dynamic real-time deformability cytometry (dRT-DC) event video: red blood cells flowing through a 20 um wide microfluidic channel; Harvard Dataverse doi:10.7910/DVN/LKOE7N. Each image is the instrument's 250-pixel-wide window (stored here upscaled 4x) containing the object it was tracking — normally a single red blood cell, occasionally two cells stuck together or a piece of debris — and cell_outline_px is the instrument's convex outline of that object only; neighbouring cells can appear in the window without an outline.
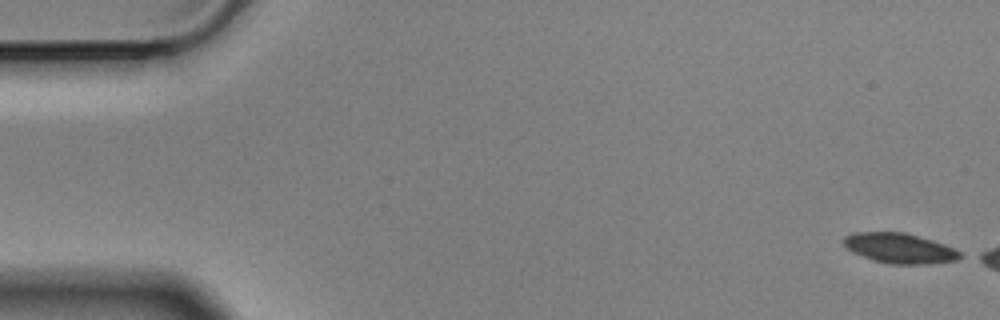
{"species": "Egyptian fruit bat (a non-hibernating species)", "species_latin": "Rousettus aegyptiacus", "temperature_condition": "cold", "stored_images_in_passage": 5, "camera_frame_rate_fps": 3000, "um_per_image_px": 0.085, "animal": {"sex": "male"}, "frame": {"image": 1, "passage_image": 1, "time_ms": 0.0, "image_size_px": [1000, 320], "cell_outline_px": [[964, 256], [956, 260], [928, 264], [892, 264], [872, 260], [852, 252], [844, 248], [840, 240], [844, 236], [852, 232], [904, 232], [932, 240], [944, 244], [960, 252]], "centroid_in_image_um": [76.39, 21.09], "position_along_channel_um": 8.6, "area_um2": 20.63}}